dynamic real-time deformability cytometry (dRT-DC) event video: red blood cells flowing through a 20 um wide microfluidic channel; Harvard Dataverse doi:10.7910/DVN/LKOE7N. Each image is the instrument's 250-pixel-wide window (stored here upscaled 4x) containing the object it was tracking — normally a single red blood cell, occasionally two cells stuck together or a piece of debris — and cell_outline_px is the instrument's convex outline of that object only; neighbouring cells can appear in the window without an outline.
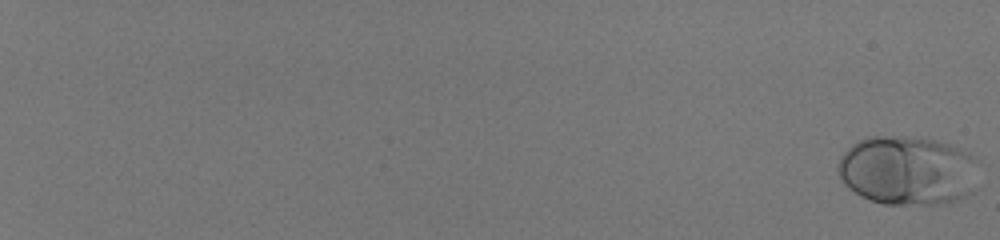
{"species": "human", "species_latin": "Homo sapiens", "temperature_condition": "room temperature", "stored_images_in_passage": 58, "camera_frame_rate_fps": 3000, "um_per_image_px": 0.085, "donor": {"sex": "male"}, "frame": {"image": 1, "passage_image": 1, "time_ms": 0.0, "image_size_px": [1000, 240], "cell_outline_px": [[980, 160], [972, 192], [968, 196], [956, 200], [940, 204], [884, 204], [872, 200], [848, 188], [844, 184], [836, 168], [836, 164], [840, 156], [852, 144], [868, 136], [904, 136], [940, 140], [952, 144], [976, 156]], "centroid_in_image_um": [77.18, 14.47], "position_along_channel_um": 7.8, "area_um2": 57.57}}
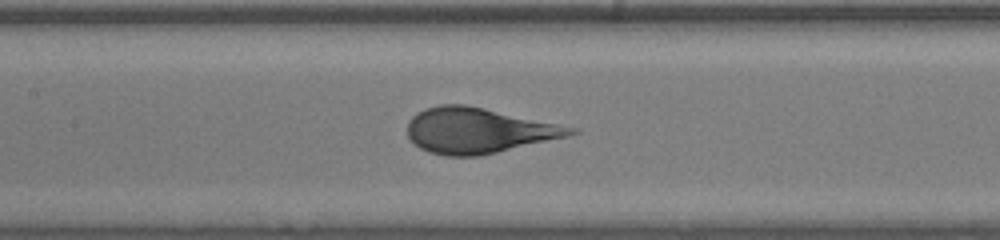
{"frame": {"image": 2, "passage_image": 35, "time_ms": 11.333, "image_size_px": [1000, 240], "cell_outline_px": [[580, 132], [568, 136], [480, 156], [444, 156], [428, 152], [420, 148], [408, 136], [408, 120], [416, 112], [424, 108], [440, 104], [464, 104], [484, 108], [560, 124], [576, 128]], "centroid_in_image_um": [40.63, 11.09], "position_along_channel_um": 166.8, "area_um2": 43.12}}
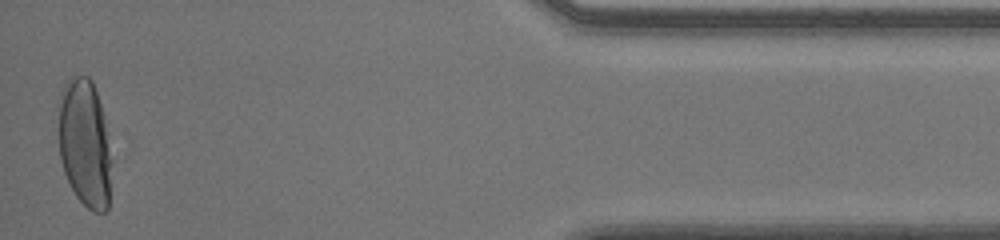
{"frame": {"image": 3, "passage_image": 58, "time_ms": 19.0, "image_size_px": [1000, 240], "cell_outline_px": [[112, 160], [108, 208], [104, 212], [92, 212], [76, 196], [64, 172], [60, 160], [56, 108], [56, 104], [60, 92], [64, 84], [72, 76], [88, 76], [92, 80], [104, 116]], "centroid_in_image_um": [7.17, 12.15], "position_along_channel_um": 428.0, "area_um2": 40.46}, "authors_computed_cell_mechanics": {"area_um2": 44.5349, "velocity_mm_per_s": 4.0271, "shape_relaxation_time_tau1_ms": 4.1243, "shape_relaxation_time_tau2_ms": null, "deformation_change_tau1": 0.2, "deformation_change_tau2": null}}